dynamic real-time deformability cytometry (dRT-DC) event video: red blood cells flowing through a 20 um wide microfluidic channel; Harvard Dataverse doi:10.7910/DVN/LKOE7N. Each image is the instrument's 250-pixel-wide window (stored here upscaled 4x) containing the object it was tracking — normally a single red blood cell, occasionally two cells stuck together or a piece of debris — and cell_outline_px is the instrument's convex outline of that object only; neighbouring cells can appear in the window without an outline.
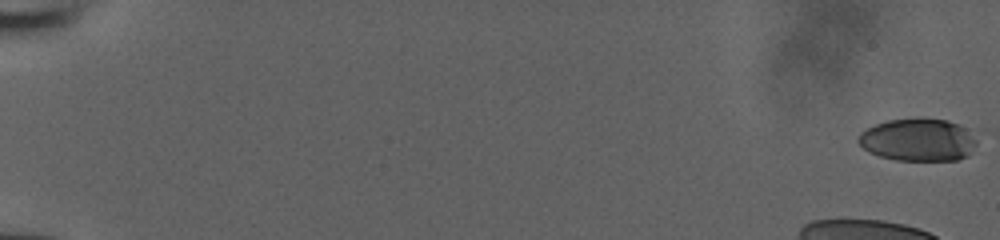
{"species": "human", "species_latin": "Homo sapiens", "temperature_condition": "room temperature", "stored_images_in_passage": 10, "camera_frame_rate_fps": 3000, "um_per_image_px": 0.085, "donor": {"sex": "male"}, "frame": {"image": 1, "passage_image": 1, "time_ms": 0.0, "image_size_px": [1000, 240], "cell_outline_px": [[976, 144], [968, 156], [956, 160], [896, 160], [880, 156], [868, 152], [856, 140], [860, 132], [876, 124], [888, 120], [916, 116], [924, 116], [948, 120], [964, 128], [976, 140]], "centroid_in_image_um": [78.0, 11.86], "position_along_channel_um": 7.0, "area_um2": 29.71}}